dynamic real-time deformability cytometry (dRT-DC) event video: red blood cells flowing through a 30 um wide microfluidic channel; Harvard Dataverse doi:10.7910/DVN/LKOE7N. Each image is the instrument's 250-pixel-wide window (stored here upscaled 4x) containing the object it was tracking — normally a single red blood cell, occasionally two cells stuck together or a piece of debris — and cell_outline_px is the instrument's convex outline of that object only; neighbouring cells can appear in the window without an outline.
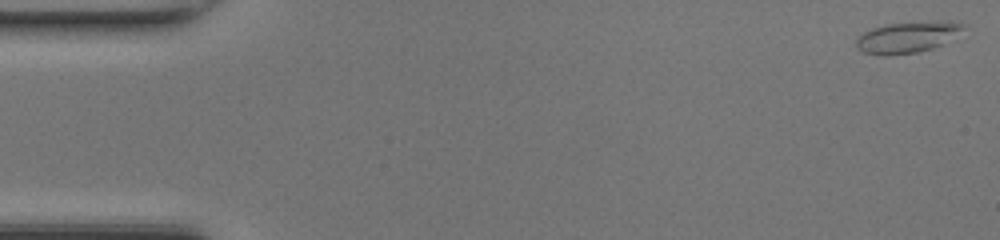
{"species": "common noctule bat (a hibernating species)", "species_latin": "Nyctalus noctula", "temperature_condition": "room temperature", "stored_images_in_passage": 48, "camera_frame_rate_fps": 3000, "um_per_image_px": 0.085, "animal": {"sex": "female", "body_mass_g": 17.0, "forearm_length_mm": 48.0}, "frame": {"image": 1, "passage_image": 1, "time_ms": 0.0, "image_size_px": [1000, 240], "cell_outline_px": [[968, 24], [964, 28], [944, 44], [932, 48], [916, 52], [888, 56], [880, 56], [864, 52], [856, 48], [856, 40], [864, 32], [872, 28], [888, 24], [948, 20], [952, 20]], "centroid_in_image_um": [77.15, 3.16], "position_along_channel_um": 7.9, "area_um2": 19.54}}
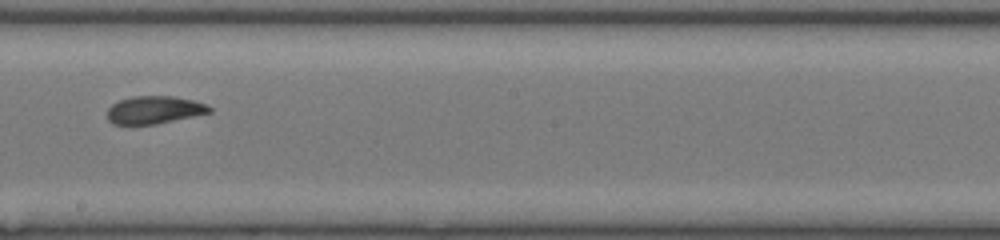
{"frame": {"image": 2, "passage_image": 27, "time_ms": 8.667, "image_size_px": [1000, 240], "cell_outline_px": [[212, 112], [156, 124], [112, 124], [108, 120], [108, 108], [112, 104], [120, 100], [132, 96], [172, 96], [192, 100], [204, 104], [212, 108]], "centroid_in_image_um": [13.1, 9.34], "position_along_channel_um": 235.1, "area_um2": 16.36}}
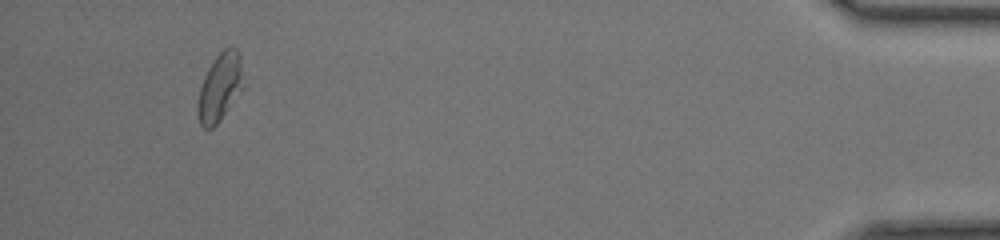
{"frame": {"image": 3, "passage_image": 45, "time_ms": 14.667, "image_size_px": [1000, 240], "cell_outline_px": [[244, 88], [220, 120], [212, 128], [204, 128], [200, 124], [196, 112], [196, 104], [200, 88], [204, 76], [208, 68], [216, 56], [224, 48], [236, 48], [240, 56], [244, 84]], "centroid_in_image_um": [18.68, 7.44], "position_along_channel_um": 416.5, "area_um2": 18.15}, "authors_computed_cell_mechanics": {"area_um2": 17.5423, "velocity_mm_per_s": 4.305, "shape_relaxation_time_tau1_ms": 5.2253, "shape_relaxation_time_tau2_ms": 1.8641, "deformation_change_tau1": 0.1605, "deformation_change_tau2": 0.0547}}